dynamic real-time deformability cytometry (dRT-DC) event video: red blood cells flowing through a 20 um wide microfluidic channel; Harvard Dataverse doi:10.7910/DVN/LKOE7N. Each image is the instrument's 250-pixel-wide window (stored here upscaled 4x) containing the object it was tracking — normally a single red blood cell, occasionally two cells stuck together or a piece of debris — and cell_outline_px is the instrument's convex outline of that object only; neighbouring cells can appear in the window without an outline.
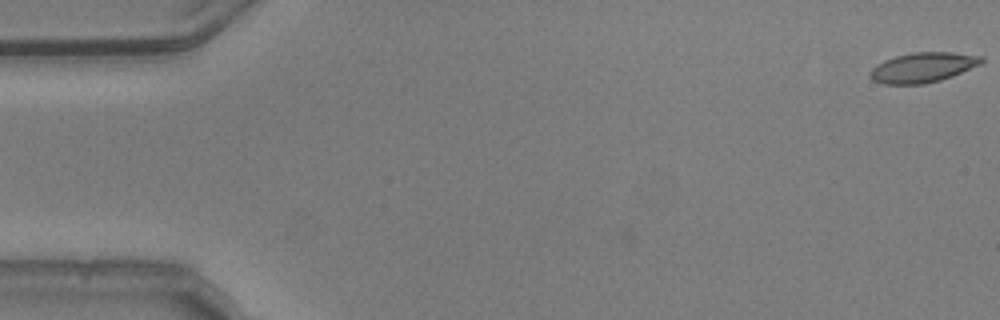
{"species": "common noctule bat (a hibernating species)", "species_latin": "Nyctalus noctula", "temperature_condition": "warm", "stored_images_in_passage": 21, "camera_frame_rate_fps": 3000, "um_per_image_px": 0.085, "animal": {"sex": "male", "body_mass_g": 20.5, "forearm_length_mm": 52.5}, "frame": {"image": 1, "passage_image": 1, "time_ms": 0.0, "image_size_px": [1000, 320], "cell_outline_px": [[984, 60], [980, 64], [952, 76], [940, 80], [924, 84], [884, 84], [872, 80], [868, 76], [868, 72], [876, 64], [884, 60], [896, 56], [912, 52], [952, 52], [984, 56]], "centroid_in_image_um": [78.41, 5.73], "position_along_channel_um": 6.6, "area_um2": 19.54}}
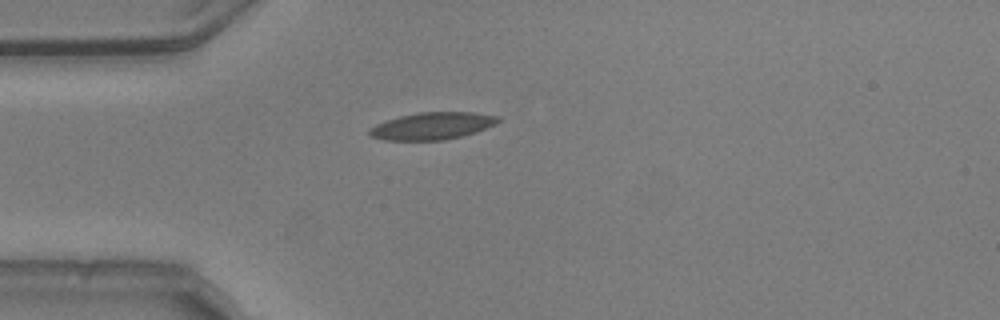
{"frame": {"image": 2, "passage_image": 15, "time_ms": 4.667, "image_size_px": [1000, 320], "cell_outline_px": [[500, 120], [496, 124], [476, 132], [444, 140], [384, 140], [372, 136], [368, 132], [376, 124], [400, 116], [420, 112], [472, 112], [500, 116]], "centroid_in_image_um": [36.79, 10.7], "position_along_channel_um": 48.2, "area_um2": 20.17}}